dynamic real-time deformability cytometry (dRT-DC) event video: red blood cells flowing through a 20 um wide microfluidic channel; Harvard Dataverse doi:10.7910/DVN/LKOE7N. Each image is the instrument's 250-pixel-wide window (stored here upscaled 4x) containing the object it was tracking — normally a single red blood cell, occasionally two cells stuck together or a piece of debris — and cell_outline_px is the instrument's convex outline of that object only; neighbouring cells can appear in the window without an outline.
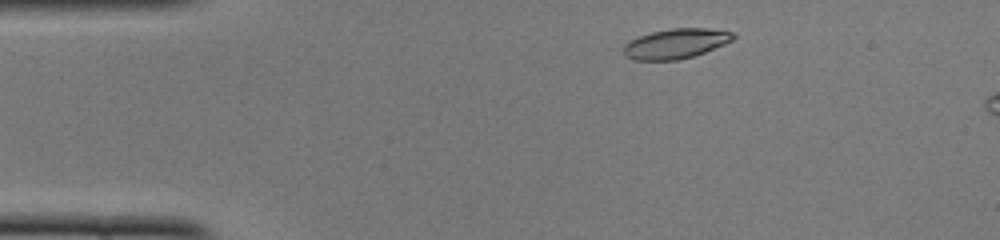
{"species": "common noctule bat (a hibernating species)", "species_latin": "Nyctalus noctula", "temperature_condition": "cold", "stored_images_in_passage": 7, "camera_frame_rate_fps": 3000, "um_per_image_px": 0.085, "animal": {"sex": "female", "body_mass_g": 22.0, "forearm_length_mm": 56.7}, "frame": {"image": 1, "passage_image": 3, "time_ms": 0.667, "image_size_px": [1000, 240], "cell_outline_px": [[736, 36], [732, 40], [724, 44], [704, 52], [692, 56], [676, 60], [636, 60], [624, 56], [624, 44], [628, 40], [652, 32], [672, 28], [708, 28], [732, 32]], "centroid_in_image_um": [57.41, 3.7], "position_along_channel_um": 27.6, "area_um2": 18.96}}